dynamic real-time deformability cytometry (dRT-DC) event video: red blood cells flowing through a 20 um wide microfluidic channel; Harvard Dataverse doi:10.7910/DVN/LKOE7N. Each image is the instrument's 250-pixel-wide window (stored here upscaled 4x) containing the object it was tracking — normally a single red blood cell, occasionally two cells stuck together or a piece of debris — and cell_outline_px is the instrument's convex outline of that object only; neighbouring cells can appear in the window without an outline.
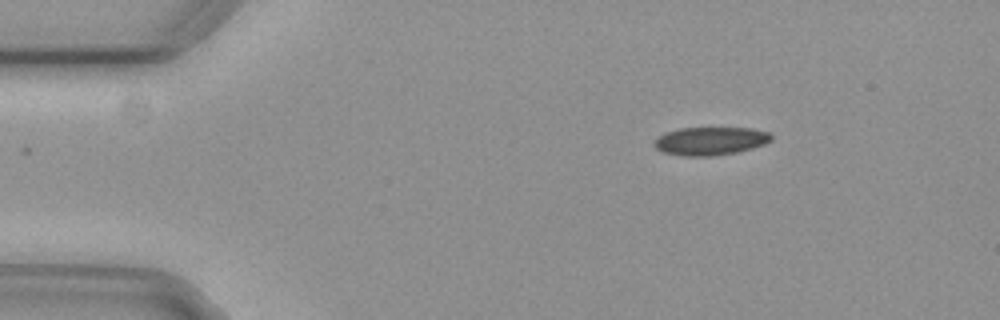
{"species": "common noctule bat (a hibernating species)", "species_latin": "Nyctalus noctula", "temperature_condition": "cold", "stored_images_in_passage": 5, "camera_frame_rate_fps": 3000, "um_per_image_px": 0.085, "animal": {"sex": "female", "body_mass_g": 29.2, "forearm_length_mm": 56.3}, "frame": {"image": 1, "passage_image": 1, "time_ms": 0.0, "image_size_px": [1000, 320], "cell_outline_px": [[772, 140], [764, 144], [752, 148], [736, 152], [712, 156], [680, 156], [664, 152], [656, 148], [652, 144], [652, 140], [668, 132], [680, 128], [752, 128], [772, 132]], "centroid_in_image_um": [60.4, 11.98], "position_along_channel_um": 24.6, "area_um2": 19.31}}